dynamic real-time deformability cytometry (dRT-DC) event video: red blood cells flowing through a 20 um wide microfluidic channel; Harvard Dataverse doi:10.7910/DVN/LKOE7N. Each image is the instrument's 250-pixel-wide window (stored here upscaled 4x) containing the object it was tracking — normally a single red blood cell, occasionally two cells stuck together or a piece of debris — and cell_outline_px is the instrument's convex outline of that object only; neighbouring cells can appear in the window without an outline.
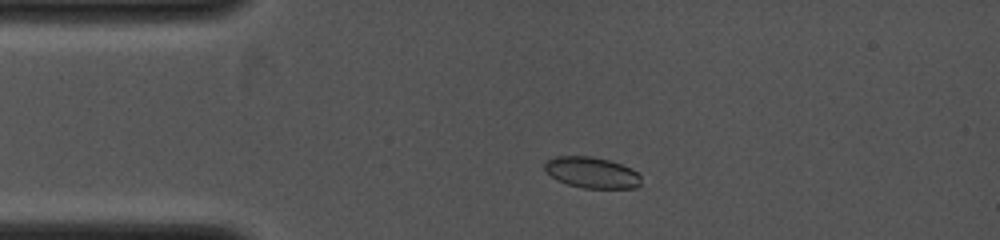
{"species": "common noctule bat (a hibernating species)", "species_latin": "Nyctalus noctula", "temperature_condition": "cold", "stored_images_in_passage": 11, "camera_frame_rate_fps": 4000, "um_per_image_px": 0.085, "animal": {"sex": "female", "body_mass_g": 19.0, "forearm_length_mm": 53.3}, "frame": {"image": 1, "passage_image": 4, "time_ms": 1.5, "image_size_px": [1000, 240], "cell_outline_px": [[640, 184], [636, 188], [584, 188], [568, 184], [556, 180], [544, 168], [544, 164], [548, 160], [556, 156], [592, 156], [612, 160], [636, 172], [640, 176]], "centroid_in_image_um": [50.3, 14.66], "position_along_channel_um": 34.7, "area_um2": 17.34}}
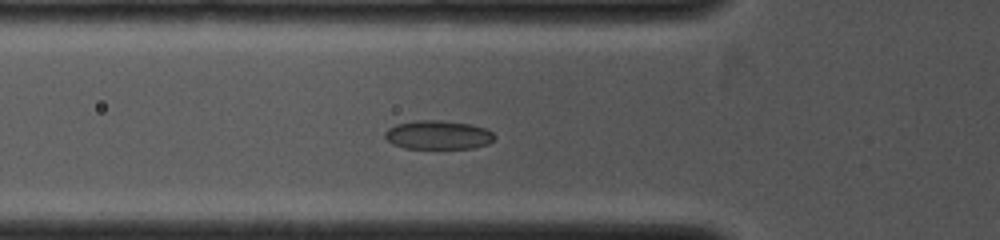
{"frame": {"image": 2, "passage_image": 8, "time_ms": 3.25, "image_size_px": [1000, 240], "cell_outline_px": [[496, 136], [488, 144], [472, 148], [404, 148], [392, 144], [384, 136], [384, 132], [388, 128], [396, 124], [416, 120], [440, 120], [472, 124], [484, 128], [492, 132]], "centroid_in_image_um": [37.22, 11.46], "position_along_channel_um": 88.6, "area_um2": 18.44}}
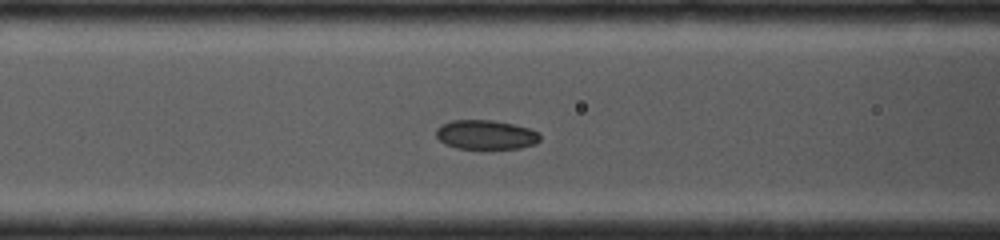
{"frame": {"image": 3, "passage_image": 10, "time_ms": 4.0, "image_size_px": [1000, 240], "cell_outline_px": [[540, 140], [536, 144], [520, 148], [456, 148], [444, 144], [436, 136], [436, 128], [440, 124], [452, 120], [492, 120], [512, 124], [528, 128], [540, 132]], "centroid_in_image_um": [41.28, 11.45], "position_along_channel_um": 125.3, "area_um2": 17.8}}